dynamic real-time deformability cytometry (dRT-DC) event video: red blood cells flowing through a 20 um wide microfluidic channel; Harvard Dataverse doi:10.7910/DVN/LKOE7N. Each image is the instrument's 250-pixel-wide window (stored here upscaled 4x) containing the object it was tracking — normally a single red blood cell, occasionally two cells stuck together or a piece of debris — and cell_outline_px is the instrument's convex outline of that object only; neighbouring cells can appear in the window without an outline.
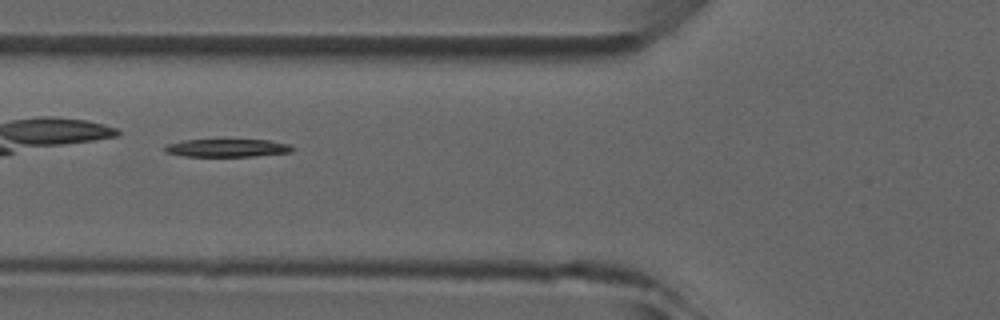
{"species": "common noctule bat (a hibernating species)", "species_latin": "Nyctalus noctula", "temperature_condition": "room temperature", "stored_images_in_passage": 3, "camera_frame_rate_fps": 3000, "um_per_image_px": 0.085, "animal": {"sex": "male", "forearm_length_mm": 52.5}, "frame": {"image": 1, "passage_image": 3, "time_ms": 2.333, "image_size_px": [1000, 320], "cell_outline_px": [[292, 152], [252, 156], [184, 156], [164, 152], [164, 144], [184, 140], [268, 140], [288, 144], [292, 148]], "centroid_in_image_um": [19.24, 12.57], "position_along_channel_um": 106.6, "area_um2": 13.18}}